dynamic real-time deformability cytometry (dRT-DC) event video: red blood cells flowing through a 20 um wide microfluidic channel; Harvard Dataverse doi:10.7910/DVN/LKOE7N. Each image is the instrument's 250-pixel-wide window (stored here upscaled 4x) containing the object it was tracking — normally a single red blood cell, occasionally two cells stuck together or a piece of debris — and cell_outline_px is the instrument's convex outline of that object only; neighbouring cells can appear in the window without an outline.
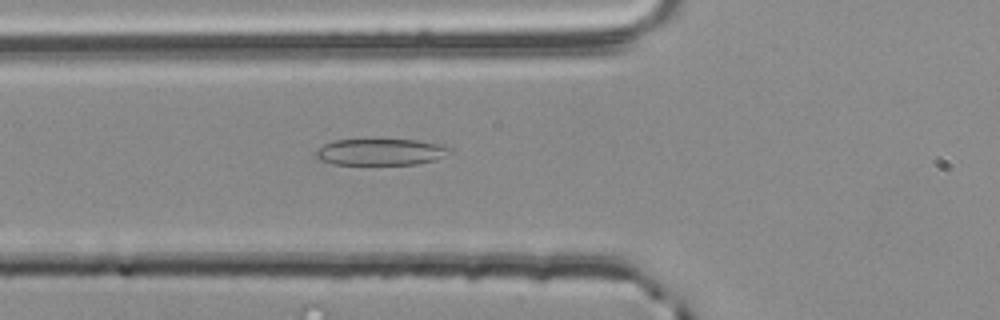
{"species": "common noctule bat (a hibernating species)", "species_latin": "Nyctalus noctula", "temperature_condition": "room temperature", "stored_images_in_passage": 26, "camera_frame_rate_fps": 3000, "um_per_image_px": 0.085, "animal": {"sex": "male", "body_mass_g": 20.4}, "frame": {"image": 1, "passage_image": 3, "time_ms": 0.667, "image_size_px": [1000, 320], "cell_outline_px": [[452, 152], [436, 160], [416, 164], [332, 164], [316, 160], [316, 152], [324, 144], [336, 140], [416, 140], [440, 144], [452, 148]], "centroid_in_image_um": [32.37, 12.92], "position_along_channel_um": 93.4, "area_um2": 20.63}}
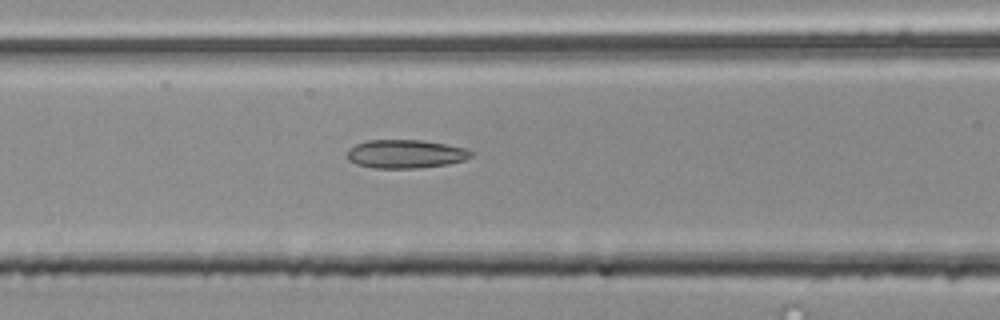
{"frame": {"image": 2, "passage_image": 6, "time_ms": 1.667, "image_size_px": [1000, 320], "cell_outline_px": [[472, 156], [464, 160], [448, 164], [416, 168], [376, 168], [356, 164], [348, 160], [348, 152], [356, 144], [368, 140], [420, 140], [444, 144], [464, 148], [472, 152]], "centroid_in_image_um": [34.47, 13.09], "position_along_channel_um": 132.1, "area_um2": 20.29}}
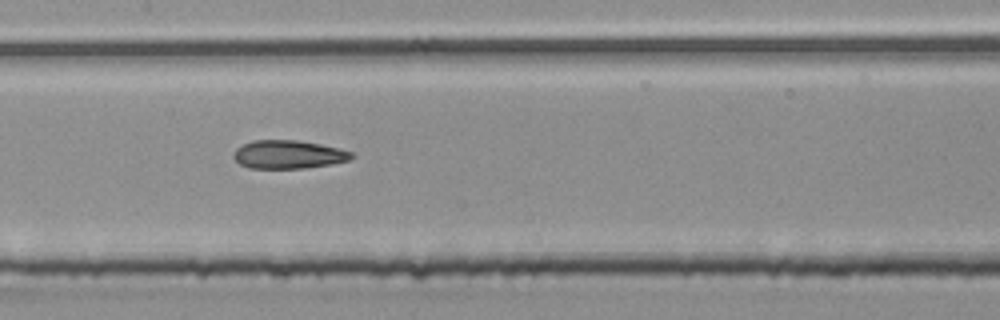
{"frame": {"image": 3, "passage_image": 10, "time_ms": 3.0, "image_size_px": [1000, 320], "cell_outline_px": [[356, 156], [348, 160], [332, 164], [304, 168], [248, 168], [240, 164], [232, 156], [236, 148], [252, 140], [296, 140], [320, 144], [352, 152]], "centroid_in_image_um": [24.5, 13.13], "position_along_channel_um": 182.9, "area_um2": 19.42}}